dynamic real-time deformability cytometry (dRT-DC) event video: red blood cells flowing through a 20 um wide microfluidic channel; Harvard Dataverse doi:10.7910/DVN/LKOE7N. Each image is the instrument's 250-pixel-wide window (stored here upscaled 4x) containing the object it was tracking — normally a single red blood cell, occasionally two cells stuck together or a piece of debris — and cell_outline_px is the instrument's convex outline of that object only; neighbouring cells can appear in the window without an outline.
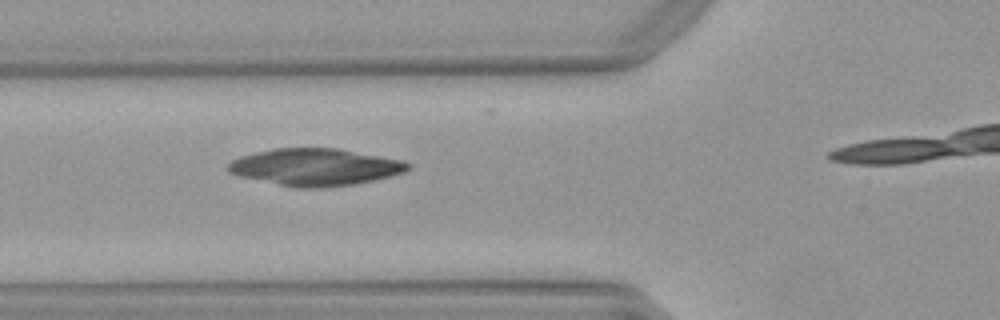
{"species": "Egyptian fruit bat (a non-hibernating species)", "species_latin": "Rousettus aegyptiacus", "temperature_condition": "warm", "stored_images_in_passage": 35, "camera_frame_rate_fps": 3000, "um_per_image_px": 0.085, "animal": {"sex": "female"}, "frame": {"image": 1, "passage_image": 12, "time_ms": 3.667, "image_size_px": [1000, 320], "cell_outline_px": [[412, 168], [404, 172], [392, 176], [352, 184], [320, 188], [300, 188], [240, 176], [228, 172], [228, 164], [232, 160], [240, 156], [272, 148], [336, 148], [404, 160], [412, 164]], "centroid_in_image_um": [26.83, 14.19], "position_along_channel_um": 99.0, "area_um2": 38.67}}
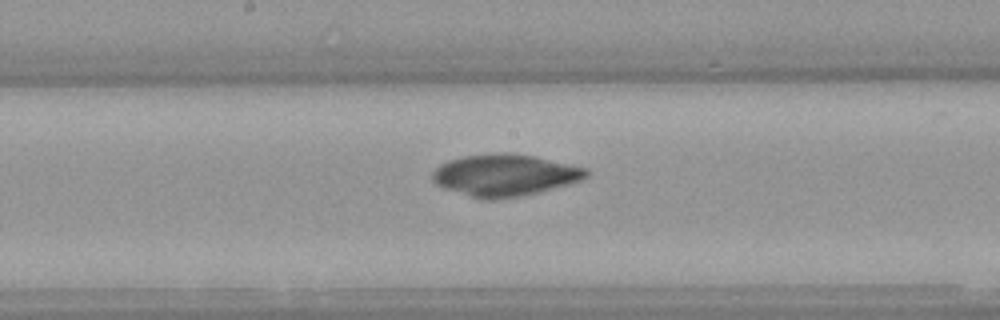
{"frame": {"image": 2, "passage_image": 20, "time_ms": 6.333, "image_size_px": [1000, 320], "cell_outline_px": [[588, 176], [580, 180], [568, 184], [540, 192], [520, 196], [492, 200], [480, 200], [444, 188], [436, 184], [432, 180], [432, 172], [440, 164], [448, 160], [464, 156], [500, 152], [508, 152], [536, 156], [588, 168]], "centroid_in_image_um": [42.9, 14.89], "position_along_channel_um": 205.3, "area_um2": 37.8}}
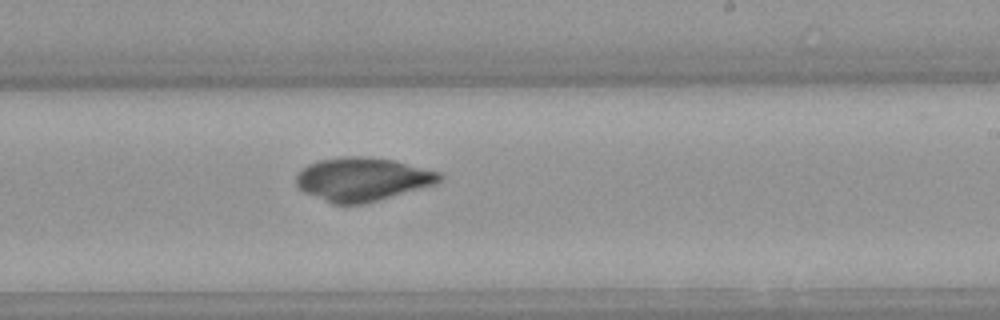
{"frame": {"image": 3, "passage_image": 24, "time_ms": 7.667, "image_size_px": [1000, 320], "cell_outline_px": [[444, 176], [436, 184], [364, 204], [332, 204], [304, 192], [296, 184], [296, 176], [308, 164], [320, 160], [344, 156], [364, 156], [396, 160], [440, 172]], "centroid_in_image_um": [30.83, 15.23], "position_along_channel_um": 258.2, "area_um2": 36.36}}